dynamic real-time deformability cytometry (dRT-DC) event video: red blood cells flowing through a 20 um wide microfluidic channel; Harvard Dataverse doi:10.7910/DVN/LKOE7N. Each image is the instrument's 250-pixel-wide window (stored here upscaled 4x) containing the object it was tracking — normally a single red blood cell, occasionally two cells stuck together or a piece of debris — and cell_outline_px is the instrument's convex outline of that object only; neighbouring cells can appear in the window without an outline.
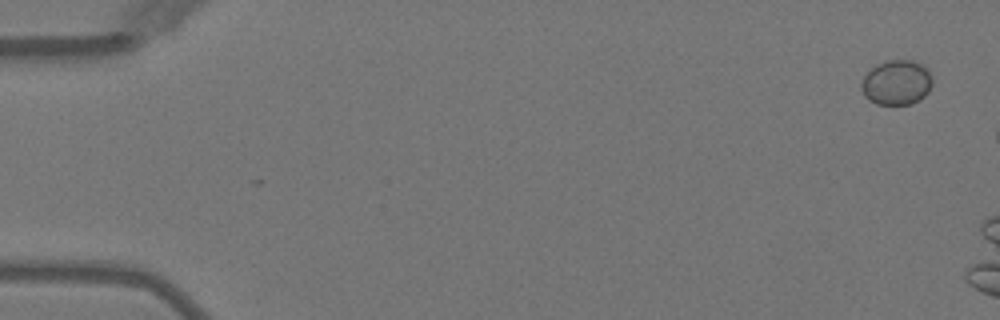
{"species": "Egyptian fruit bat (a non-hibernating species)", "species_latin": "Rousettus aegyptiacus", "temperature_condition": "warm", "stored_images_in_passage": 3, "camera_frame_rate_fps": 3000, "um_per_image_px": 0.085, "animal": {"sex": "female"}, "frame": {"image": 1, "passage_image": 1, "time_ms": 0.0, "image_size_px": [1000, 320], "cell_outline_px": [[932, 84], [928, 92], [920, 100], [912, 104], [876, 104], [868, 100], [864, 96], [860, 88], [860, 84], [864, 76], [876, 64], [884, 60], [912, 60], [924, 64], [928, 68], [932, 76]], "centroid_in_image_um": [76.22, 7.0], "position_along_channel_um": 8.8, "area_um2": 18.96}}